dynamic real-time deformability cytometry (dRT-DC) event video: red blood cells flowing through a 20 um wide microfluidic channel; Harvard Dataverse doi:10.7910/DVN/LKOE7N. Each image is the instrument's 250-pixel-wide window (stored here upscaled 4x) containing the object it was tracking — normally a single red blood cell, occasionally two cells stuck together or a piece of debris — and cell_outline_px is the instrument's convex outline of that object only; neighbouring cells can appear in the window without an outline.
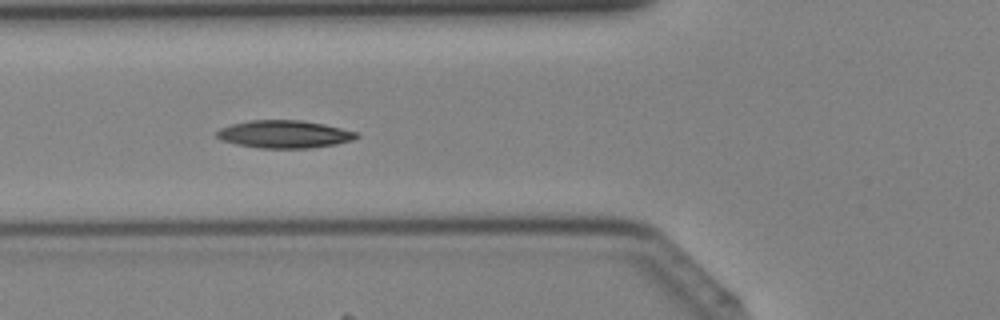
{"species": "Egyptian fruit bat (a non-hibernating species)", "species_latin": "Rousettus aegyptiacus", "temperature_condition": "cold", "stored_images_in_passage": 40, "camera_frame_rate_fps": 3000, "um_per_image_px": 0.085, "animal": {"sex": "female"}, "frame": {"image": 1, "passage_image": 13, "time_ms": 4.0, "image_size_px": [1000, 320], "cell_outline_px": [[360, 136], [352, 140], [336, 144], [308, 148], [260, 148], [236, 144], [220, 140], [216, 136], [216, 132], [220, 128], [232, 124], [248, 120], [300, 120], [324, 124], [356, 132]], "centroid_in_image_um": [24.13, 11.4], "position_along_channel_um": 101.7, "area_um2": 22.48}}
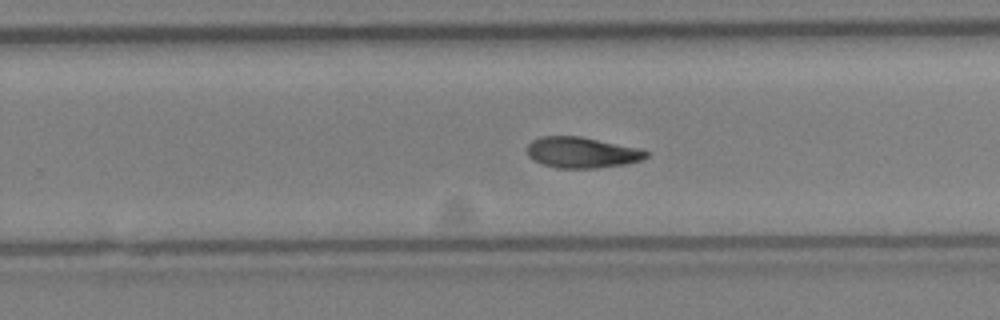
{"frame": {"image": 2, "passage_image": 24, "time_ms": 7.667, "image_size_px": [1000, 320], "cell_outline_px": [[648, 156], [640, 160], [624, 164], [596, 168], [556, 168], [532, 160], [528, 156], [528, 144], [532, 140], [540, 136], [580, 136], [640, 148], [648, 152]], "centroid_in_image_um": [49.44, 12.95], "position_along_channel_um": 280.4, "area_um2": 21.39}}
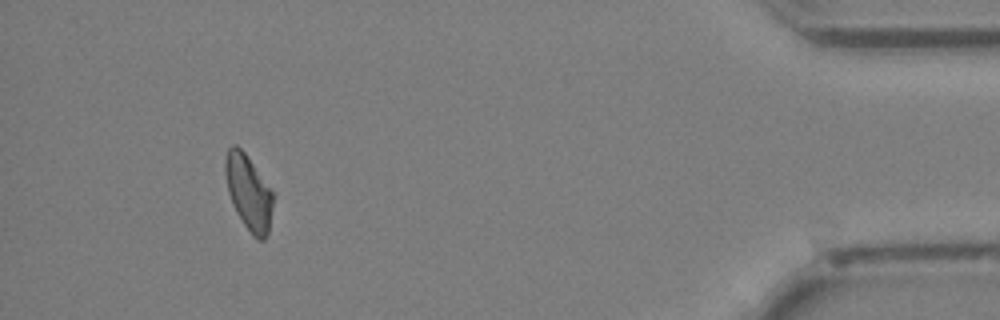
{"frame": {"image": 3, "passage_image": 36, "time_ms": 11.667, "image_size_px": [1000, 320], "cell_outline_px": [[272, 208], [268, 232], [264, 240], [256, 240], [252, 236], [236, 212], [232, 204], [228, 192], [224, 172], [224, 160], [228, 148], [232, 144], [236, 144], [244, 152], [272, 192]], "centroid_in_image_um": [21.09, 16.36], "position_along_channel_um": 414.1, "area_um2": 20.63}}